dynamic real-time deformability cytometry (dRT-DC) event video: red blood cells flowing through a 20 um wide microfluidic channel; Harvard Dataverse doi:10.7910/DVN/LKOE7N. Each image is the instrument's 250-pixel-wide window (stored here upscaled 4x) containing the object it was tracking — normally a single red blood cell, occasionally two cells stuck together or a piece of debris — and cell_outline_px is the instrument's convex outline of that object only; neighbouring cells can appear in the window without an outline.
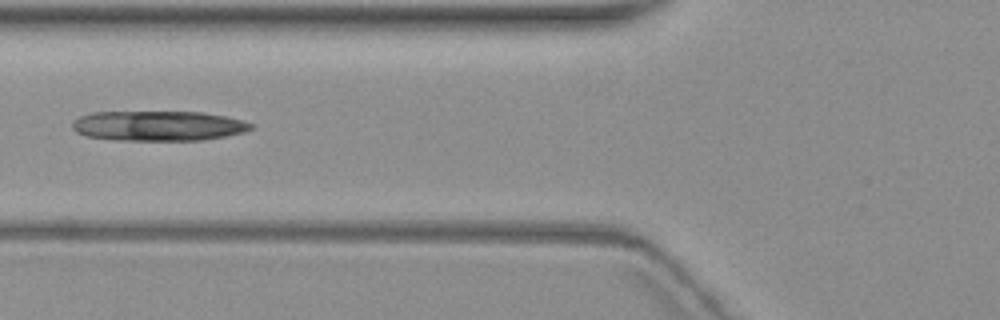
{"species": "common noctule bat (a hibernating species)", "species_latin": "Nyctalus noctula", "temperature_condition": "warm", "stored_images_in_passage": 7, "camera_frame_rate_fps": 3000, "um_per_image_px": 0.085, "animal": {"sex": "female", "body_mass_g": 19.3, "forearm_length_mm": 54.1}, "frame": {"image": 1, "passage_image": 6, "time_ms": 6.333, "image_size_px": [1000, 320], "cell_outline_px": [[256, 128], [244, 132], [228, 136], [204, 140], [112, 140], [84, 136], [76, 132], [72, 128], [72, 124], [80, 116], [92, 112], [200, 112], [224, 116], [244, 120], [256, 124]], "centroid_in_image_um": [13.51, 10.7], "position_along_channel_um": 112.3, "area_um2": 31.56}}
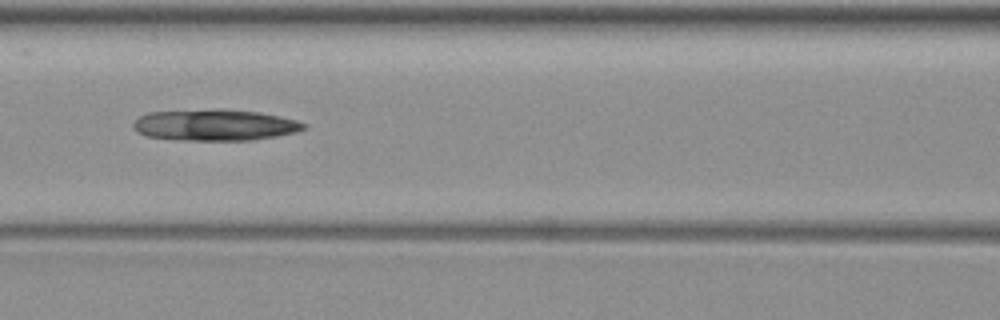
{"frame": {"image": 2, "passage_image": 7, "time_ms": 7.333, "image_size_px": [1000, 320], "cell_outline_px": [[308, 128], [296, 132], [276, 136], [252, 140], [180, 140], [148, 136], [136, 132], [132, 124], [140, 116], [148, 112], [220, 108], [224, 108], [256, 112], [280, 116], [296, 120], [308, 124]], "centroid_in_image_um": [18.28, 10.61], "position_along_channel_um": 148.3, "area_um2": 31.33}}